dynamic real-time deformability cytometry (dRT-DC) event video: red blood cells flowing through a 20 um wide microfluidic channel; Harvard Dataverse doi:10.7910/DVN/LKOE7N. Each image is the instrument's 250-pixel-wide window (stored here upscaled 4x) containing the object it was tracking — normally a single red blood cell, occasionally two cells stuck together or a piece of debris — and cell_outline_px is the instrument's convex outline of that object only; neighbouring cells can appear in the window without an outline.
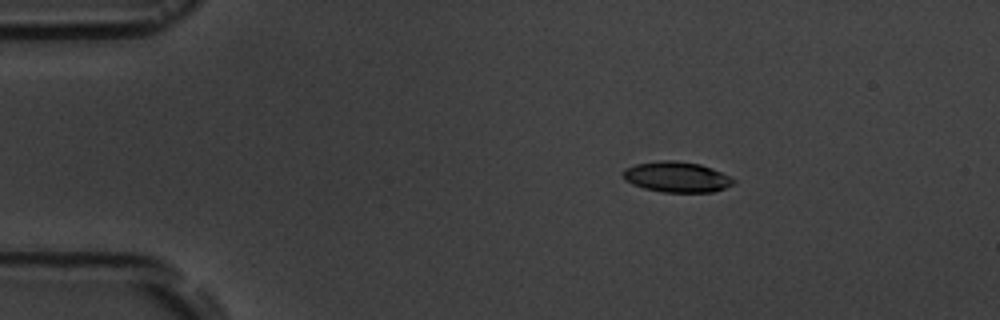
{"species": "common noctule bat (a hibernating species)", "species_latin": "Nyctalus noctula", "temperature_condition": "room temperature", "stored_images_in_passage": 4, "camera_frame_rate_fps": 3000, "um_per_image_px": 0.085, "animal": {"sex": "male", "body_mass_g": 19.5, "forearm_length_mm": 54.6}, "frame": {"image": 1, "passage_image": 2, "time_ms": 1.333, "image_size_px": [1000, 320], "cell_outline_px": [[736, 180], [732, 184], [724, 188], [712, 192], [664, 192], [644, 188], [632, 184], [624, 180], [624, 168], [636, 164], [660, 160], [676, 160], [700, 164], [712, 168]], "centroid_in_image_um": [57.5, 15.03], "position_along_channel_um": 27.5, "area_um2": 19.54}}
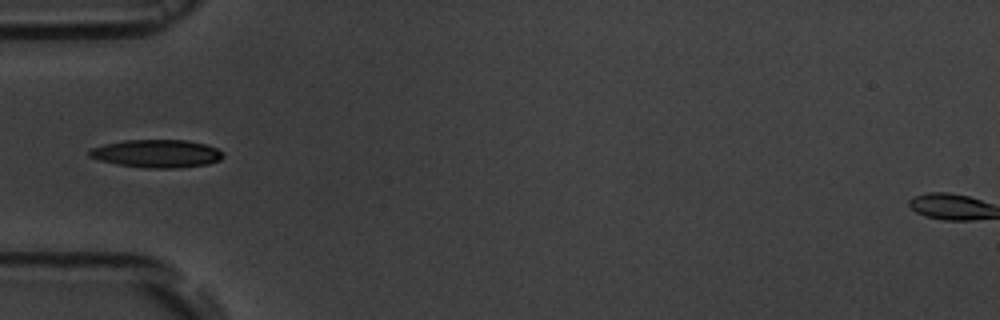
{"frame": {"image": 2, "passage_image": 4, "time_ms": 4.333, "image_size_px": [1000, 320], "cell_outline_px": [[224, 156], [220, 160], [208, 164], [176, 168], [144, 168], [116, 164], [100, 160], [88, 156], [88, 152], [92, 148], [104, 144], [124, 140], [188, 140], [208, 144], [216, 148]], "centroid_in_image_um": [13.33, 13.05], "position_along_channel_um": 71.7, "area_um2": 21.85}}